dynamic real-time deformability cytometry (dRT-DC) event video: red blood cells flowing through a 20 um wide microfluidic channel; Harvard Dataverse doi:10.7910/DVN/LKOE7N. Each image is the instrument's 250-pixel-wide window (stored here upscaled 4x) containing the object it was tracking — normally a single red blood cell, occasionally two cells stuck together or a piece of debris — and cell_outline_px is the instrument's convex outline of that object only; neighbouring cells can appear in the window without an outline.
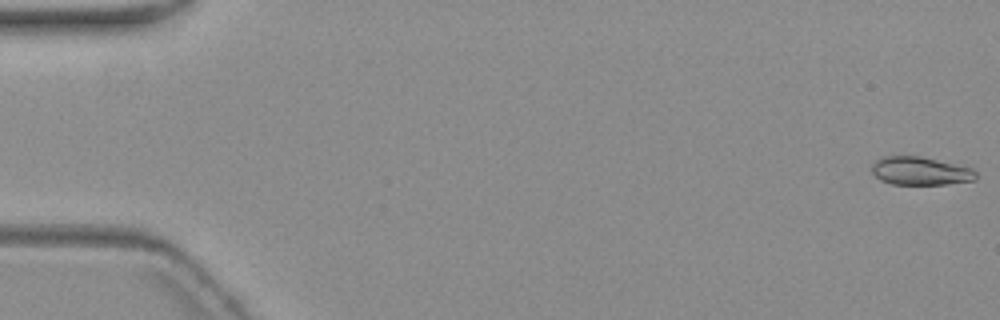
{"species": "common noctule bat (a hibernating species)", "species_latin": "Nyctalus noctula", "temperature_condition": "warm", "stored_images_in_passage": 6, "camera_frame_rate_fps": 3000, "um_per_image_px": 0.085, "animal": {"sex": "female", "body_mass_g": 19.3, "forearm_length_mm": 54.1}, "frame": {"image": 1, "passage_image": 1, "time_ms": 0.0, "image_size_px": [1000, 320], "cell_outline_px": [[976, 180], [948, 184], [892, 184], [880, 180], [872, 172], [872, 164], [880, 156], [920, 156], [972, 168], [976, 172]], "centroid_in_image_um": [78.21, 14.53], "position_along_channel_um": 6.8, "area_um2": 17.11}}
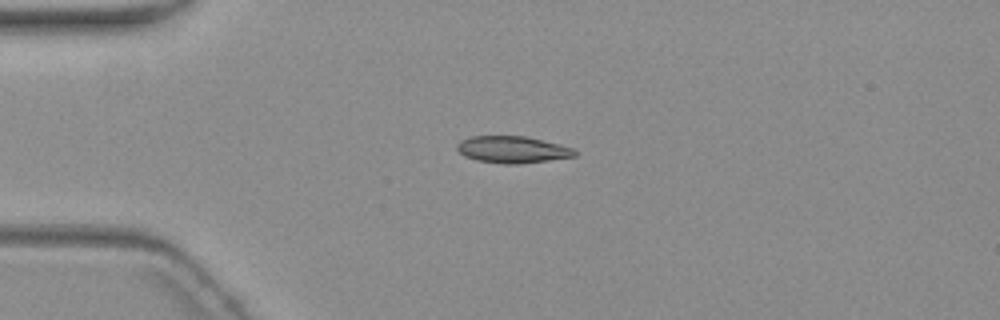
{"frame": {"image": 2, "passage_image": 5, "time_ms": 4.667, "image_size_px": [1000, 320], "cell_outline_px": [[576, 156], [520, 164], [504, 164], [476, 160], [464, 156], [456, 148], [456, 144], [460, 140], [472, 136], [524, 136], [560, 144], [576, 148]], "centroid_in_image_um": [43.56, 12.71], "position_along_channel_um": 41.4, "area_um2": 18.5}}